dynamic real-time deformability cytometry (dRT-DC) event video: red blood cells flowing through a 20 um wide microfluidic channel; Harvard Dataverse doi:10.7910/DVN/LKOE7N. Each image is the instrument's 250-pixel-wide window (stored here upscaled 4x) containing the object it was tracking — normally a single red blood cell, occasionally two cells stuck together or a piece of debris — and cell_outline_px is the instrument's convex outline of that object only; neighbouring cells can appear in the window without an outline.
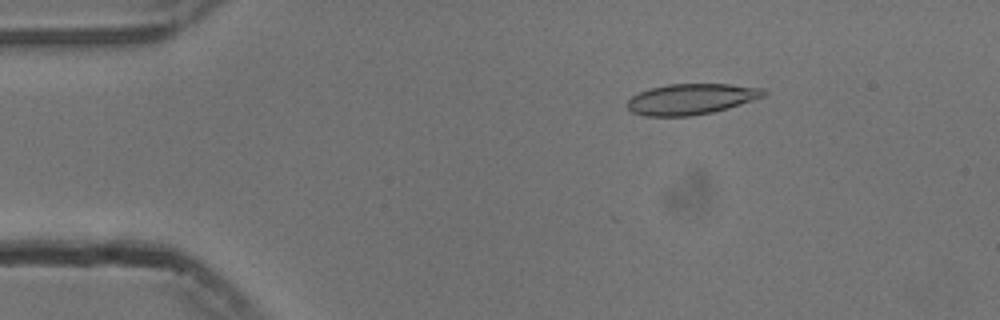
{"species": "common noctule bat (a hibernating species)", "species_latin": "Nyctalus noctula", "temperature_condition": "cold", "stored_images_in_passage": 35, "camera_frame_rate_fps": 3000, "um_per_image_px": 0.085, "animal": {"sex": "male", "body_mass_g": 13.3}, "frame": {"image": 1, "passage_image": 8, "time_ms": 2.333, "image_size_px": [1000, 320], "cell_outline_px": [[768, 92], [764, 96], [728, 108], [712, 112], [692, 116], [644, 116], [632, 112], [628, 108], [628, 100], [632, 96], [648, 88], [668, 84], [728, 84], [764, 88]], "centroid_in_image_um": [58.75, 8.42], "position_along_channel_um": 26.3, "area_um2": 24.45}}
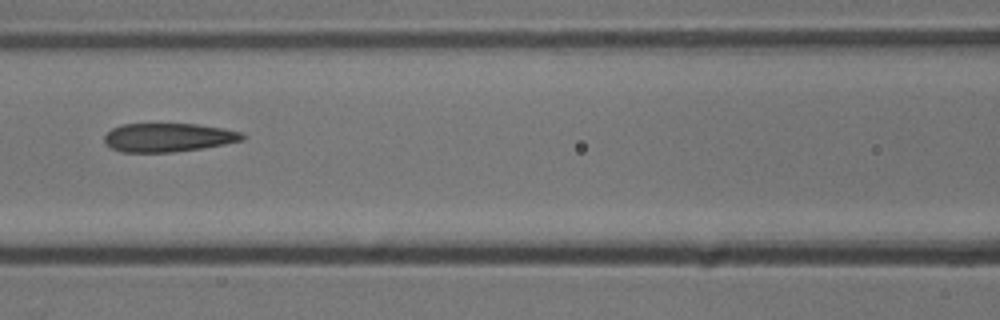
{"frame": {"image": 2, "passage_image": 23, "time_ms": 7.333, "image_size_px": [1000, 320], "cell_outline_px": [[244, 140], [224, 144], [200, 148], [172, 152], [120, 152], [112, 148], [104, 140], [104, 136], [112, 128], [120, 124], [196, 124], [224, 128], [240, 132], [244, 136]], "centroid_in_image_um": [14.28, 11.68], "position_along_channel_um": 152.3, "area_um2": 22.89}}
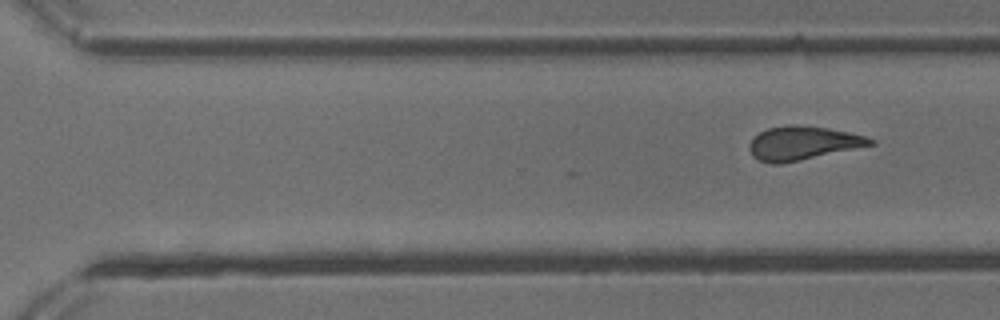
{"frame": {"image": 3, "passage_image": 35, "time_ms": 11.333, "image_size_px": [1000, 320], "cell_outline_px": [[876, 144], [780, 164], [772, 164], [760, 160], [752, 156], [748, 148], [748, 144], [760, 132], [768, 128], [788, 124], [796, 124], [828, 128], [868, 136], [876, 140]], "centroid_in_image_um": [68.25, 12.15], "position_along_channel_um": 302.4, "area_um2": 23.76}}